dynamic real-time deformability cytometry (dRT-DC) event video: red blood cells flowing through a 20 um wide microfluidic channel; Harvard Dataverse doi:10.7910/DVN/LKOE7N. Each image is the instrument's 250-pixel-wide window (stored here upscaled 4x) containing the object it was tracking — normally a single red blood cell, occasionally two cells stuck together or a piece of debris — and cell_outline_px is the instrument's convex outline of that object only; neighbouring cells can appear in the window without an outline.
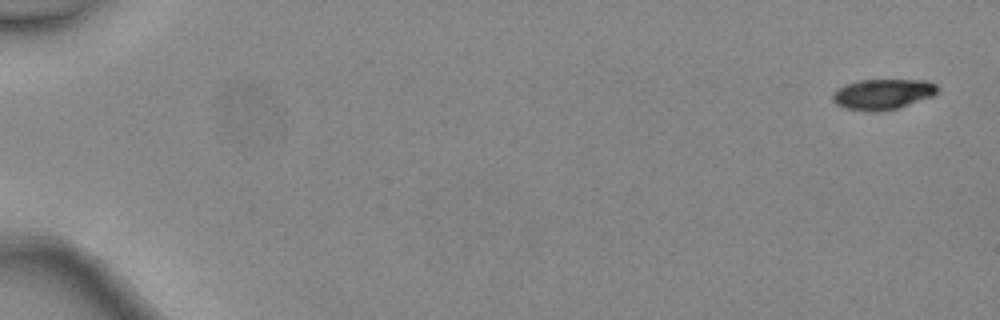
{"species": "common noctule bat (a hibernating species)", "species_latin": "Nyctalus noctula", "temperature_condition": "warm", "stored_images_in_passage": 6, "camera_frame_rate_fps": 3000, "um_per_image_px": 0.085, "animal": {"sex": "female", "body_mass_g": 24.6, "forearm_length_mm": 56.2}, "frame": {"image": 1, "passage_image": 1, "time_ms": 0.0, "image_size_px": [1000, 320], "cell_outline_px": [[940, 88], [932, 96], [896, 108], [880, 112], [876, 112], [844, 108], [836, 104], [832, 100], [832, 92], [848, 84], [860, 80], [928, 80], [936, 84]], "centroid_in_image_um": [75.03, 8.0], "position_along_channel_um": 10.0, "area_um2": 18.5}}
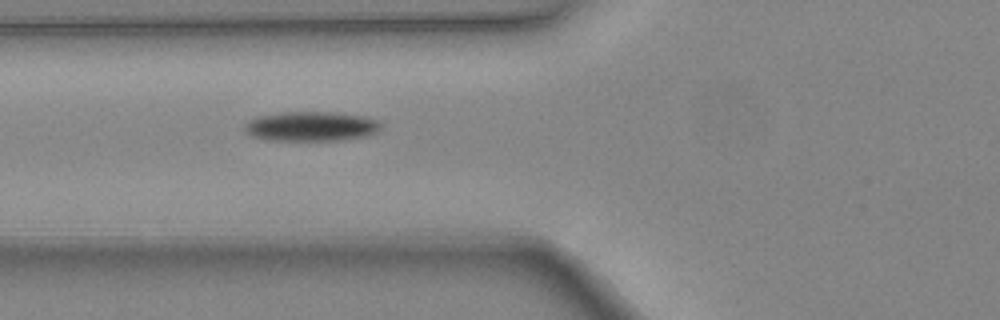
{"frame": {"image": 2, "passage_image": 6, "time_ms": 1.667, "image_size_px": [1000, 320], "cell_outline_px": [[380, 128], [376, 132], [364, 136], [340, 140], [276, 140], [252, 136], [244, 128], [244, 124], [248, 120], [260, 116], [284, 112], [332, 112], [368, 116], [376, 120], [380, 124]], "centroid_in_image_um": [26.47, 10.72], "position_along_channel_um": 99.3, "area_um2": 23.24}}